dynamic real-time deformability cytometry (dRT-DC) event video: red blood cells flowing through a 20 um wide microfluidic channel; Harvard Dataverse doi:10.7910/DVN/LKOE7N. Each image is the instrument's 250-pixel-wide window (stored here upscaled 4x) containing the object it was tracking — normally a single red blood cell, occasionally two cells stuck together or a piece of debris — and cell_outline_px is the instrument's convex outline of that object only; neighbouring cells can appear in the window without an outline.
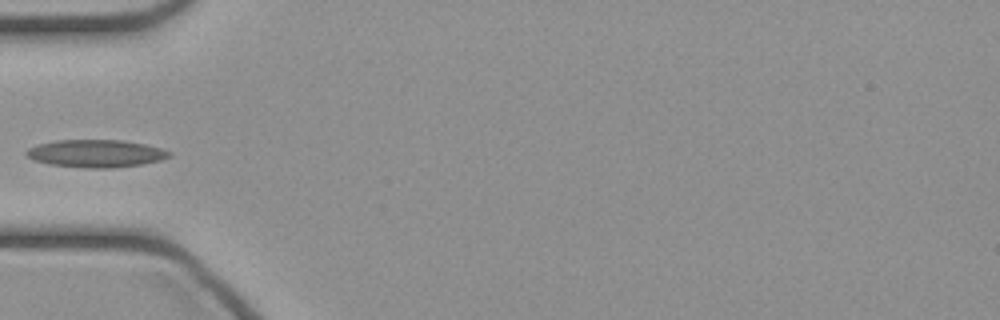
{"species": "common noctule bat (a hibernating species)", "species_latin": "Nyctalus noctula", "temperature_condition": "cold", "stored_images_in_passage": 28, "camera_frame_rate_fps": 3000, "um_per_image_px": 0.085, "animal": {"sex": "female", "body_mass_g": 21.9}, "frame": {"image": 1, "passage_image": 1, "time_ms": 0.0, "image_size_px": [1000, 320], "cell_outline_px": [[172, 156], [160, 160], [140, 164], [112, 168], [84, 168], [52, 164], [36, 160], [28, 156], [24, 152], [28, 148], [36, 144], [56, 140], [124, 140], [144, 144], [160, 148], [172, 152]], "centroid_in_image_um": [8.16, 13.04], "position_along_channel_um": 76.8, "area_um2": 22.89}}
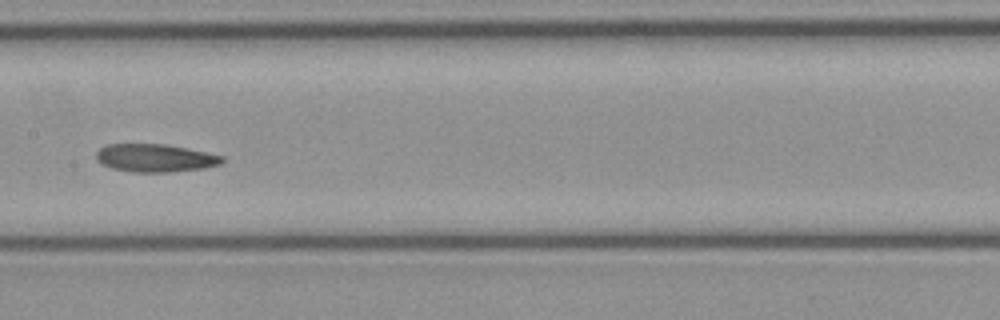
{"frame": {"image": 2, "passage_image": 9, "time_ms": 2.667, "image_size_px": [1000, 320], "cell_outline_px": [[224, 160], [220, 164], [204, 168], [168, 172], [132, 172], [112, 168], [96, 160], [96, 152], [100, 148], [108, 144], [164, 144], [188, 148], [208, 152], [224, 156]], "centroid_in_image_um": [13.21, 13.42], "position_along_channel_um": 194.2, "area_um2": 20.52}}
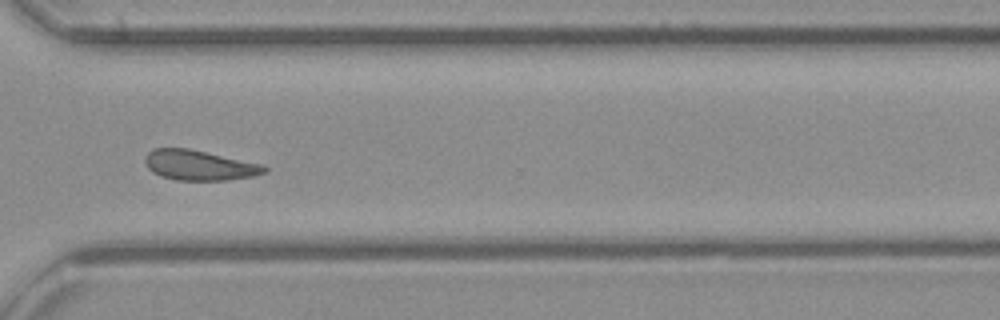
{"frame": {"image": 3, "passage_image": 20, "time_ms": 6.333, "image_size_px": [1000, 320], "cell_outline_px": [[268, 172], [252, 176], [228, 180], [176, 180], [160, 176], [152, 172], [148, 168], [144, 160], [144, 156], [152, 148], [188, 148], [264, 164], [268, 168]], "centroid_in_image_um": [16.94, 14.04], "position_along_channel_um": 353.7, "area_um2": 21.15}}